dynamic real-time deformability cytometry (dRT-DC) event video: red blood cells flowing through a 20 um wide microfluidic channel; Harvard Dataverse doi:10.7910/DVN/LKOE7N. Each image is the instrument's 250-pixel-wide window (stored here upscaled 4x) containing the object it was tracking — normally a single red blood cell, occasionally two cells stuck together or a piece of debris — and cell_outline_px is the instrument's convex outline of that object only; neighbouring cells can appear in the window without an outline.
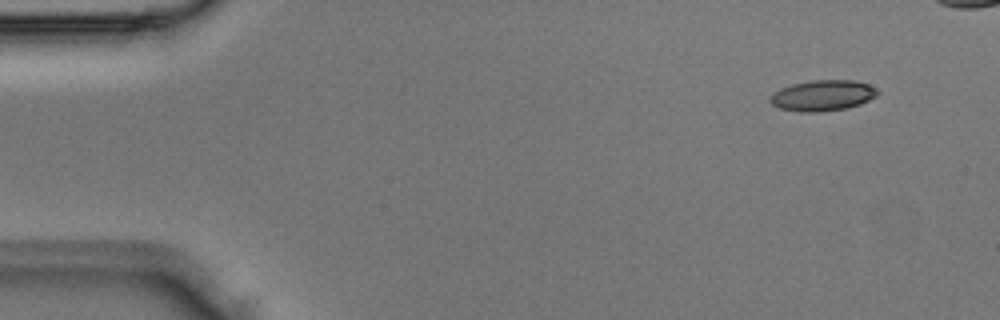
{"species": "Egyptian fruit bat (a non-hibernating species)", "species_latin": "Rousettus aegyptiacus", "temperature_condition": "room temperature", "stored_images_in_passage": 5, "camera_frame_rate_fps": 3000, "um_per_image_px": 0.085, "animal": {"sex": "male"}, "frame": {"image": 1, "passage_image": 1, "time_ms": 0.0, "image_size_px": [1000, 320], "cell_outline_px": [[880, 92], [876, 96], [860, 104], [848, 108], [820, 112], [800, 112], [780, 108], [772, 104], [768, 100], [768, 96], [780, 88], [792, 84], [812, 80], [856, 80], [868, 84], [876, 88]], "centroid_in_image_um": [69.92, 8.11], "position_along_channel_um": 15.1, "area_um2": 19.48}}